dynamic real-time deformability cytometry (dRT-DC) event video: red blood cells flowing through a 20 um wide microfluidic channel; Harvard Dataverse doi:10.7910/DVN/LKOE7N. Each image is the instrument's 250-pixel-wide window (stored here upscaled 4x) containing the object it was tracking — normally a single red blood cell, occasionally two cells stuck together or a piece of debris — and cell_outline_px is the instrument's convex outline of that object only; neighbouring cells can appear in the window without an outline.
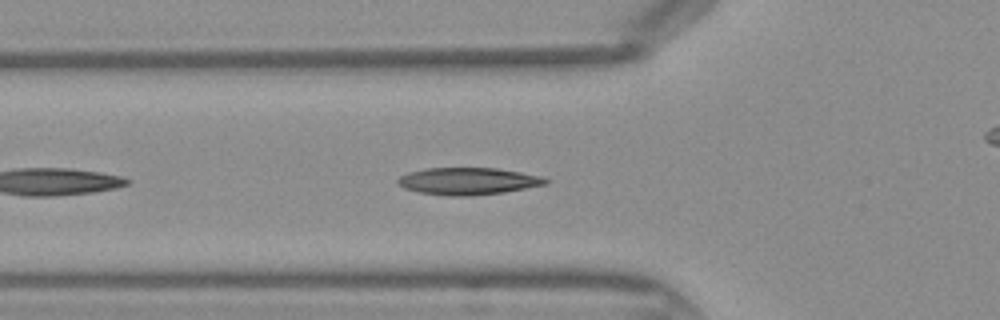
{"species": "Egyptian fruit bat (a non-hibernating species)", "species_latin": "Rousettus aegyptiacus", "temperature_condition": "warm", "stored_images_in_passage": 13, "camera_frame_rate_fps": 3000, "um_per_image_px": 0.085, "frame": {"image": 1, "passage_image": 4, "time_ms": 1.0, "image_size_px": [1000, 320], "cell_outline_px": [[548, 184], [504, 192], [468, 196], [452, 196], [420, 192], [404, 188], [396, 180], [400, 176], [408, 172], [424, 168], [496, 168], [544, 176], [548, 180]], "centroid_in_image_um": [39.81, 15.39], "position_along_channel_um": 86.0, "area_um2": 23.29}}
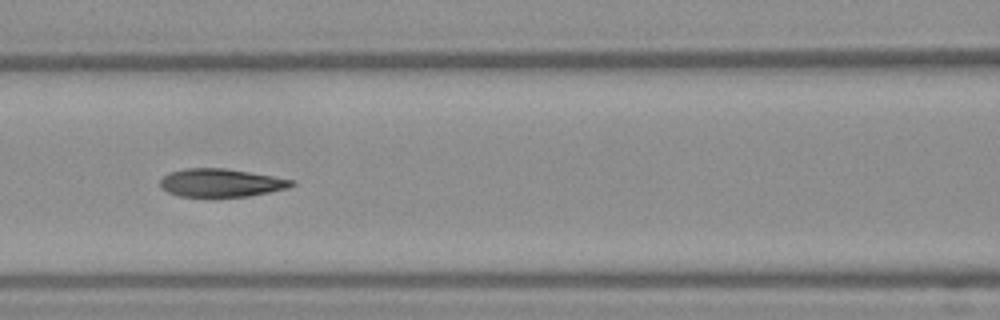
{"frame": {"image": 2, "passage_image": 8, "time_ms": 2.333, "image_size_px": [1000, 320], "cell_outline_px": [[296, 184], [288, 188], [248, 196], [216, 200], [180, 196], [168, 192], [160, 188], [160, 180], [168, 172], [184, 168], [224, 168], [296, 180]], "centroid_in_image_um": [18.75, 15.58], "position_along_channel_um": 147.9, "area_um2": 22.43}}